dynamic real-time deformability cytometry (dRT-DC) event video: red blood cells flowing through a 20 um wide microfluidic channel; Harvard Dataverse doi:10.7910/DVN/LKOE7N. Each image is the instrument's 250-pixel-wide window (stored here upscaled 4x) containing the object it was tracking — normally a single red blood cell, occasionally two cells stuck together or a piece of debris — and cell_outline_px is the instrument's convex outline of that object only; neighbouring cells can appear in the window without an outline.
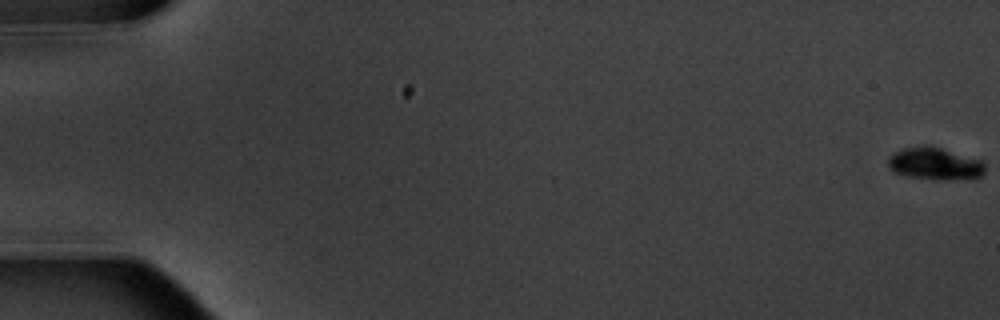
{"species": "common noctule bat (a hibernating species)", "species_latin": "Nyctalus noctula", "temperature_condition": "warm", "stored_images_in_passage": 7, "camera_frame_rate_fps": 3000, "um_per_image_px": 0.085, "animal": {"sex": "male", "body_mass_g": 20.1, "forearm_length_mm": 53.5}, "frame": {"image": 1, "passage_image": 1, "time_ms": 0.0, "image_size_px": [1000, 320], "cell_outline_px": [[984, 172], [976, 180], [936, 180], [908, 176], [892, 172], [888, 168], [888, 156], [892, 152], [900, 148], [924, 144], [932, 144], [984, 160]], "centroid_in_image_um": [79.48, 13.89], "position_along_channel_um": 5.5, "area_um2": 19.36}}